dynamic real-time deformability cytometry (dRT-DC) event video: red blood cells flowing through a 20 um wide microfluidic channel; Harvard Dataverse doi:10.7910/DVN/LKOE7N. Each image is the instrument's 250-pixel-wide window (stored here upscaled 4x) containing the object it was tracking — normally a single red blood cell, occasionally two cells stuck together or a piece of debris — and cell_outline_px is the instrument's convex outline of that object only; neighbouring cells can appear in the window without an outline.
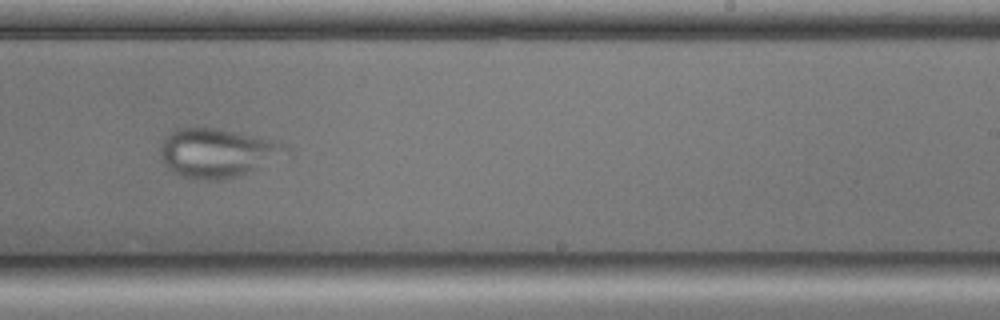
{"species": "common noctule bat (a hibernating species)", "species_latin": "Nyctalus noctula", "temperature_condition": "cold", "stored_images_in_passage": 54, "camera_frame_rate_fps": 3000, "um_per_image_px": 0.085, "animal": {"sex": "male", "body_mass_g": 17.9, "forearm_length_mm": 54.2}, "frame": {"image": 1, "passage_image": 33, "time_ms": 10.667, "image_size_px": [1000, 320], "cell_outline_px": [[292, 156], [236, 176], [220, 180], [196, 180], [172, 172], [168, 168], [160, 152], [160, 148], [164, 136], [176, 128], [216, 128], [276, 140], [288, 144], [292, 148]], "centroid_in_image_um": [18.59, 12.99], "position_along_channel_um": 270.4, "area_um2": 36.47}}